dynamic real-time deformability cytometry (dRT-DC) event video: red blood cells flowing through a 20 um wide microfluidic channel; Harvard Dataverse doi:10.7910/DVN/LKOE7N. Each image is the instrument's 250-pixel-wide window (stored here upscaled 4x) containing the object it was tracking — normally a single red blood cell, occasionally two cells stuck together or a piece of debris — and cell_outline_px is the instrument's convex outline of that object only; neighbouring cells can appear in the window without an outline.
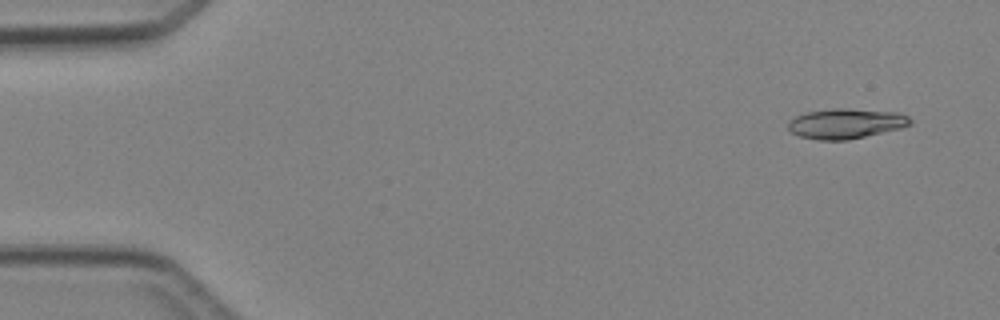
{"species": "Egyptian fruit bat (a non-hibernating species)", "species_latin": "Rousettus aegyptiacus", "temperature_condition": "cold", "stored_images_in_passage": 4, "camera_frame_rate_fps": 3000, "um_per_image_px": 0.085, "animal": {"sex": "female"}, "frame": {"image": 1, "passage_image": 1, "time_ms": 0.0, "image_size_px": [1000, 320], "cell_outline_px": [[912, 124], [900, 128], [848, 140], [820, 140], [800, 136], [792, 132], [788, 128], [788, 124], [796, 116], [804, 112], [832, 108], [844, 108], [900, 112], [908, 116], [912, 120]], "centroid_in_image_um": [71.92, 10.49], "position_along_channel_um": 13.1, "area_um2": 21.39}}
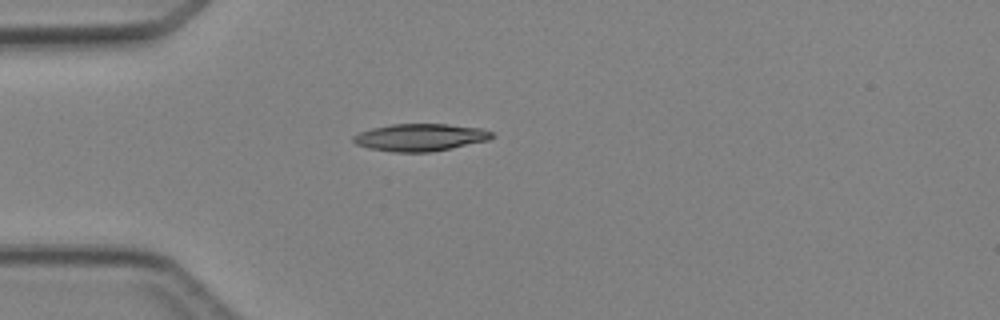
{"frame": {"image": 2, "passage_image": 4, "time_ms": 3.333, "image_size_px": [1000, 320], "cell_outline_px": [[492, 136], [488, 140], [432, 152], [392, 152], [368, 148], [356, 144], [352, 140], [352, 136], [360, 132], [372, 128], [392, 124], [448, 124], [484, 128], [492, 132]], "centroid_in_image_um": [35.7, 11.67], "position_along_channel_um": 49.3, "area_um2": 22.08}}